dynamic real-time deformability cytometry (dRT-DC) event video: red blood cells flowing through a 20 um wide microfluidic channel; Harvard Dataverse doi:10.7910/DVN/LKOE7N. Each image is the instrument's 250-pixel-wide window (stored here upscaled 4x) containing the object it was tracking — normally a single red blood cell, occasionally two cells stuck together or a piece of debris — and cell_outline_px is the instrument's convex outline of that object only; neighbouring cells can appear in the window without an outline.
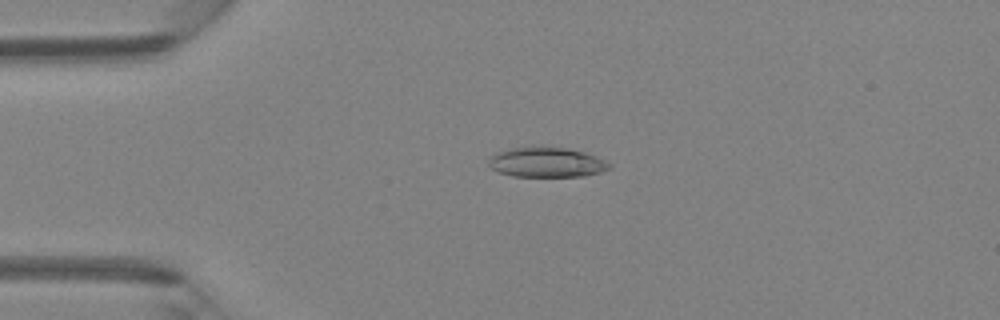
{"species": "Egyptian fruit bat (a non-hibernating species)", "species_latin": "Rousettus aegyptiacus", "temperature_condition": "room temperature", "stored_images_in_passage": 4, "camera_frame_rate_fps": 3000, "um_per_image_px": 0.085, "animal": {"sex": "female"}, "frame": {"image": 1, "passage_image": 3, "time_ms": 3.333, "image_size_px": [1000, 320], "cell_outline_px": [[612, 168], [600, 172], [584, 176], [512, 176], [500, 172], [492, 168], [488, 164], [488, 160], [496, 152], [512, 148], [532, 144], [568, 148], [584, 152], [596, 156], [612, 164]], "centroid_in_image_um": [46.47, 13.76], "position_along_channel_um": 38.5, "area_um2": 21.5}}